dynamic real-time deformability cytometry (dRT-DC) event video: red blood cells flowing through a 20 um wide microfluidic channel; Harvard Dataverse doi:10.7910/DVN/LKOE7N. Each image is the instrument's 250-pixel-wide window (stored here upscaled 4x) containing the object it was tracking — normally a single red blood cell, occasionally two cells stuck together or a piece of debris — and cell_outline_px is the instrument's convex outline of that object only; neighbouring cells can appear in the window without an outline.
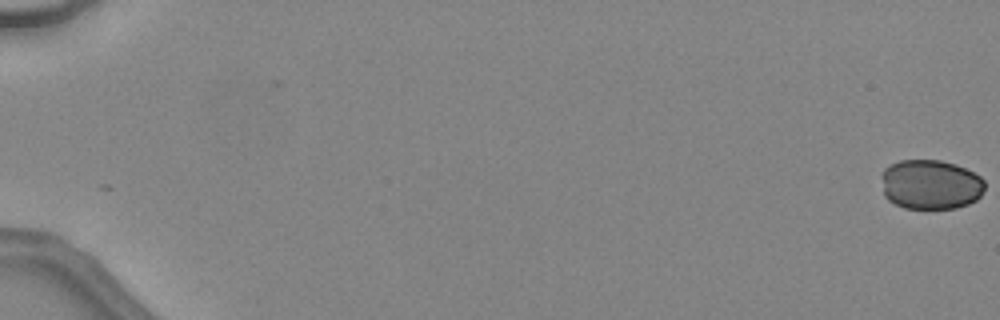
{"species": "common noctule bat (a hibernating species)", "species_latin": "Nyctalus noctula", "temperature_condition": "warm", "stored_images_in_passage": 9, "camera_frame_rate_fps": 3000, "um_per_image_px": 0.085, "animal": {"sex": "female", "body_mass_g": 24.6, "forearm_length_mm": 56.2}, "frame": {"image": 1, "passage_image": 1, "time_ms": 0.0, "image_size_px": [1000, 320], "cell_outline_px": [[984, 188], [980, 196], [976, 200], [968, 204], [956, 208], [904, 208], [888, 200], [884, 196], [880, 176], [884, 168], [888, 164], [900, 160], [940, 160], [956, 164], [980, 176], [984, 180]], "centroid_in_image_um": [79.06, 15.67], "position_along_channel_um": 5.9, "area_um2": 30.23}}